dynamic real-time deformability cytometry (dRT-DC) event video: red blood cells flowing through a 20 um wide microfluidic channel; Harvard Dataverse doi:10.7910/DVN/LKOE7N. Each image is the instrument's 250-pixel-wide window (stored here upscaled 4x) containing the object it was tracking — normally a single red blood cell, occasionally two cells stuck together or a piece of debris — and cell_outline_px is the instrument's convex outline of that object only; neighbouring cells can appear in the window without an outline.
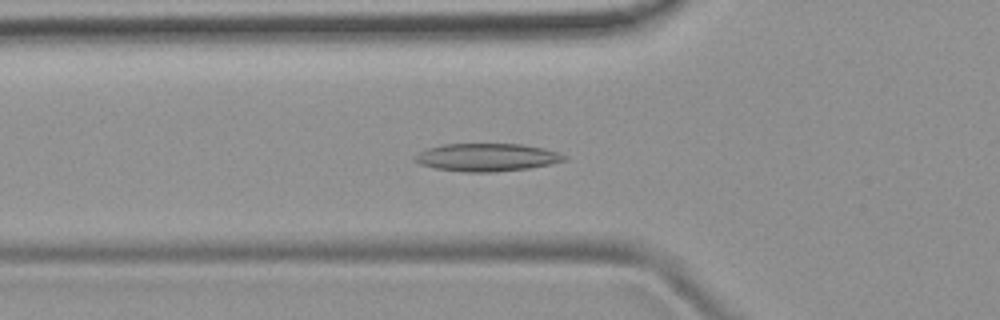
{"species": "common noctule bat (a hibernating species)", "species_latin": "Nyctalus noctula", "temperature_condition": "room temperature", "stored_images_in_passage": 49, "camera_frame_rate_fps": 3000, "um_per_image_px": 0.085, "animal": {"sex": "female", "body_mass_g": 19.9}, "frame": {"image": 1, "passage_image": 16, "time_ms": 5.0, "image_size_px": [1000, 320], "cell_outline_px": [[568, 160], [552, 164], [528, 168], [496, 172], [464, 172], [436, 168], [420, 164], [412, 160], [412, 156], [428, 148], [444, 144], [524, 144], [544, 148], [568, 156]], "centroid_in_image_um": [41.4, 13.37], "position_along_channel_um": 84.4, "area_um2": 24.39}}
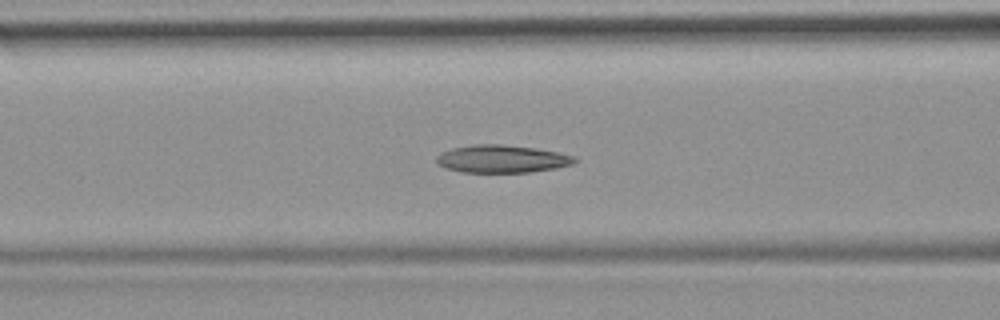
{"frame": {"image": 2, "passage_image": 19, "time_ms": 6.0, "image_size_px": [1000, 320], "cell_outline_px": [[580, 160], [572, 164], [556, 168], [532, 172], [460, 172], [436, 164], [436, 156], [452, 148], [476, 144], [496, 144], [532, 148], [556, 152], [572, 156]], "centroid_in_image_um": [42.65, 13.52], "position_along_channel_um": 123.9, "area_um2": 22.02}}
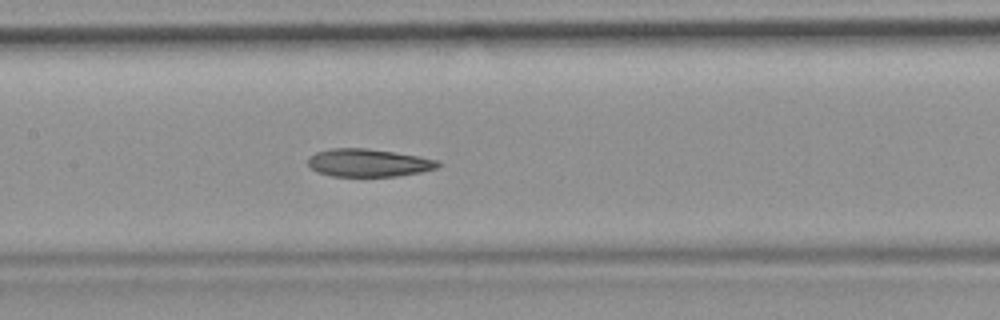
{"frame": {"image": 3, "passage_image": 23, "time_ms": 7.333, "image_size_px": [1000, 320], "cell_outline_px": [[440, 164], [436, 168], [420, 172], [396, 176], [332, 176], [316, 172], [308, 164], [308, 156], [316, 152], [332, 148], [364, 148], [392, 152], [440, 160]], "centroid_in_image_um": [31.28, 13.84], "position_along_channel_um": 176.1, "area_um2": 20.92}, "authors_computed_cell_mechanics": {"area_um2": 22.253, "velocity_mm_per_s": 3.9202, "shape_relaxation_time_tau1_ms": null, "shape_relaxation_time_tau2_ms": 5.9167, "deformation_change_tau1": null, "deformation_change_tau2": 0.1354}}